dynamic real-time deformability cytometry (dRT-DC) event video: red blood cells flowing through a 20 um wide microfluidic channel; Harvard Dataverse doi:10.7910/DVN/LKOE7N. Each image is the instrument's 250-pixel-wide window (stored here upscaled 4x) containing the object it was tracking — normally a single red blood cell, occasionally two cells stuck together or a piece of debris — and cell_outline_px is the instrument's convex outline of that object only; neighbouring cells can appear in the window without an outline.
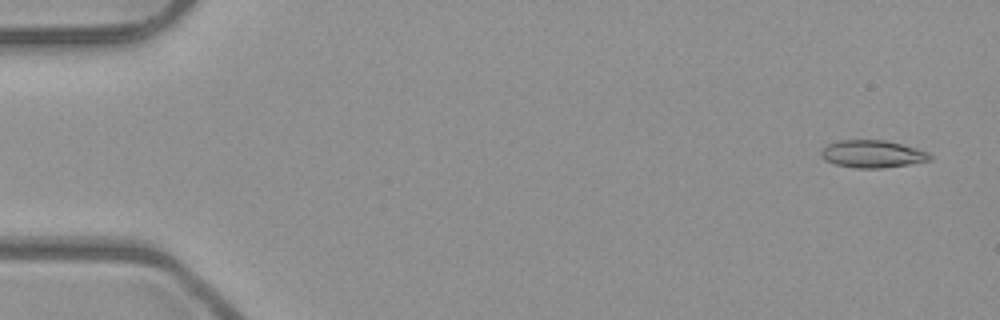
{"species": "common noctule bat (a hibernating species)", "species_latin": "Nyctalus noctula", "temperature_condition": "room temperature", "stored_images_in_passage": 6, "camera_frame_rate_fps": 3000, "um_per_image_px": 0.085, "animal": {"sex": "male", "body_mass_g": 23.1, "forearm_length_mm": 52.7}, "frame": {"image": 1, "passage_image": 1, "time_ms": 0.0, "image_size_px": [1000, 320], "cell_outline_px": [[932, 160], [908, 164], [880, 168], [856, 168], [836, 164], [824, 160], [820, 156], [820, 152], [828, 144], [840, 140], [884, 140], [916, 148], [928, 152], [932, 156]], "centroid_in_image_um": [74.15, 13.09], "position_along_channel_um": 10.9, "area_um2": 17.28}}
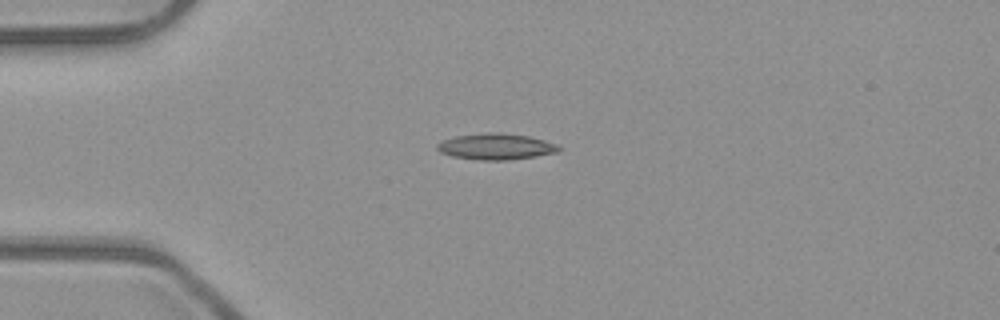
{"frame": {"image": 2, "passage_image": 4, "time_ms": 1.0, "image_size_px": [1000, 320], "cell_outline_px": [[560, 148], [556, 152], [536, 156], [508, 160], [480, 160], [452, 156], [440, 152], [436, 148], [436, 144], [444, 140], [456, 136], [488, 132], [496, 132], [528, 136], [544, 140], [556, 144]], "centroid_in_image_um": [42.13, 12.46], "position_along_channel_um": 42.9, "area_um2": 18.32}}
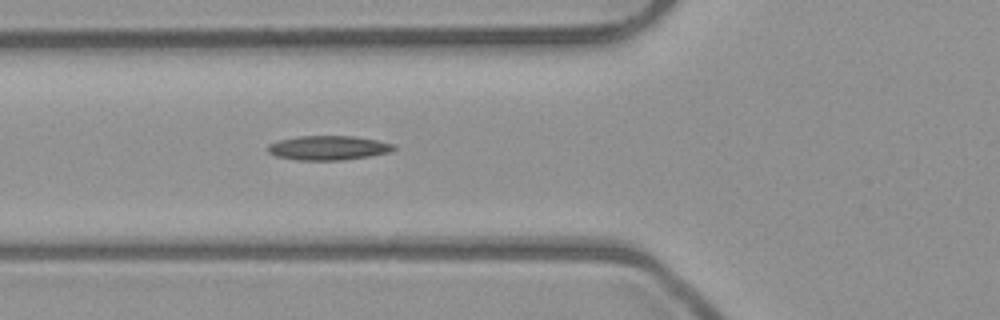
{"frame": {"image": 3, "passage_image": 6, "time_ms": 1.667, "image_size_px": [1000, 320], "cell_outline_px": [[396, 148], [388, 152], [368, 156], [344, 160], [296, 160], [276, 156], [268, 152], [264, 148], [268, 144], [280, 140], [300, 136], [352, 136], [376, 140], [392, 144]], "centroid_in_image_um": [27.83, 12.57], "position_along_channel_um": 98.0, "area_um2": 17.74}}